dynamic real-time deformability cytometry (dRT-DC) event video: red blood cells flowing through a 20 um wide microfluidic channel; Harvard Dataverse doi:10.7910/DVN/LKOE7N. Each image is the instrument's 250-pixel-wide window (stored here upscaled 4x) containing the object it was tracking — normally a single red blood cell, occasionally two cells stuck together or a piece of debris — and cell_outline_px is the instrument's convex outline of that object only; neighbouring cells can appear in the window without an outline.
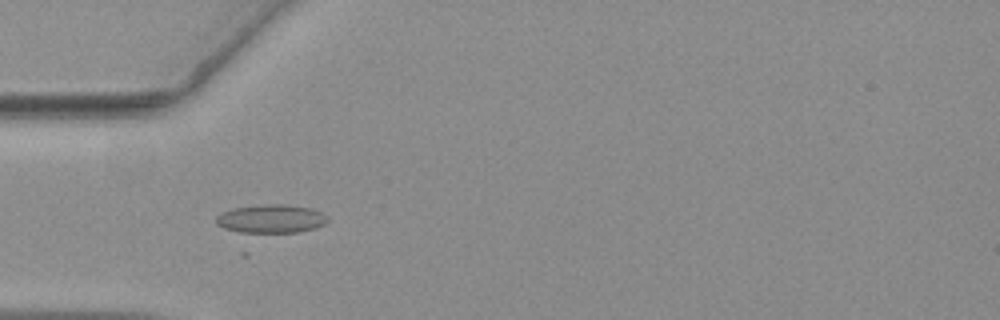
{"species": "common noctule bat (a hibernating species)", "species_latin": "Nyctalus noctula", "temperature_condition": "warm", "stored_images_in_passage": 57, "camera_frame_rate_fps": 3000, "um_per_image_px": 0.085, "animal": {"sex": "female", "body_mass_g": 19.3, "forearm_length_mm": 54.1}, "frame": {"image": 1, "passage_image": 18, "time_ms": 5.667, "image_size_px": [1000, 320], "cell_outline_px": [[328, 220], [324, 224], [316, 228], [300, 232], [240, 232], [224, 228], [216, 224], [216, 216], [220, 212], [232, 208], [264, 204], [284, 204], [312, 208], [328, 216]], "centroid_in_image_um": [23.04, 18.59], "position_along_channel_um": 62.0, "area_um2": 18.61}}
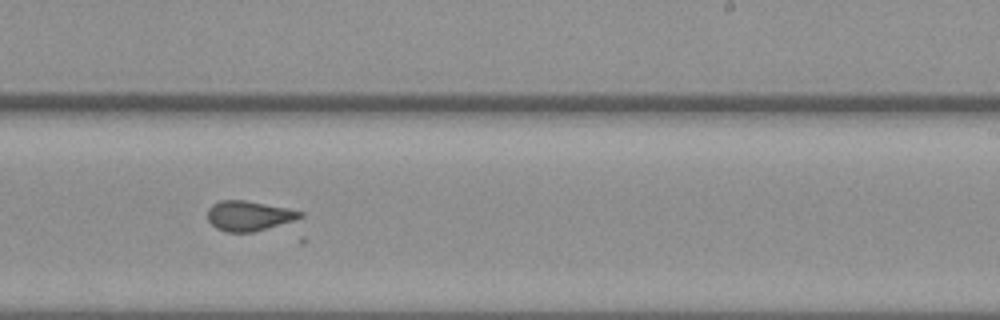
{"frame": {"image": 2, "passage_image": 35, "time_ms": 11.333, "image_size_px": [1000, 320], "cell_outline_px": [[304, 216], [256, 232], [224, 232], [216, 228], [208, 220], [208, 208], [212, 204], [220, 200], [244, 200], [288, 208], [304, 212]], "centroid_in_image_um": [21.13, 18.34], "position_along_channel_um": 267.9, "area_um2": 16.13}}
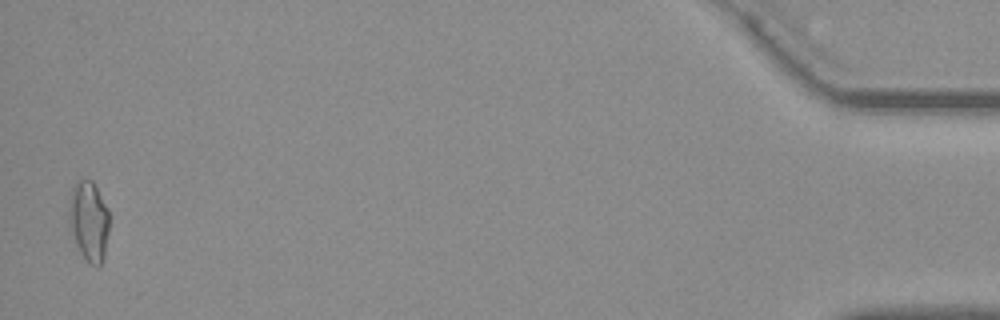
{"frame": {"image": 3, "passage_image": 56, "time_ms": 18.333, "image_size_px": [1000, 320], "cell_outline_px": [[108, 232], [104, 256], [100, 264], [88, 264], [84, 260], [76, 244], [72, 232], [68, 216], [68, 208], [72, 188], [76, 180], [92, 180], [108, 212]], "centroid_in_image_um": [7.52, 18.79], "position_along_channel_um": 427.7, "area_um2": 18.44}}